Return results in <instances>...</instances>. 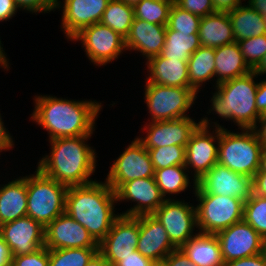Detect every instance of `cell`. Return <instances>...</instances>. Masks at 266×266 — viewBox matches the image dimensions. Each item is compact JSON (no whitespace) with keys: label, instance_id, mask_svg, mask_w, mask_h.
Returning <instances> with one entry per match:
<instances>
[{"label":"cell","instance_id":"f5cc1de1","mask_svg":"<svg viewBox=\"0 0 266 266\" xmlns=\"http://www.w3.org/2000/svg\"><path fill=\"white\" fill-rule=\"evenodd\" d=\"M248 5L266 19V0H248Z\"/></svg>","mask_w":266,"mask_h":266},{"label":"cell","instance_id":"ab89813d","mask_svg":"<svg viewBox=\"0 0 266 266\" xmlns=\"http://www.w3.org/2000/svg\"><path fill=\"white\" fill-rule=\"evenodd\" d=\"M174 3L201 18L217 12L213 0H174Z\"/></svg>","mask_w":266,"mask_h":266},{"label":"cell","instance_id":"bcb514c9","mask_svg":"<svg viewBox=\"0 0 266 266\" xmlns=\"http://www.w3.org/2000/svg\"><path fill=\"white\" fill-rule=\"evenodd\" d=\"M15 0H0V21L11 19L17 12Z\"/></svg>","mask_w":266,"mask_h":266},{"label":"cell","instance_id":"816d5d0a","mask_svg":"<svg viewBox=\"0 0 266 266\" xmlns=\"http://www.w3.org/2000/svg\"><path fill=\"white\" fill-rule=\"evenodd\" d=\"M258 123L260 124V128L258 125L254 130L257 133L258 138L262 142V144L266 145V113L260 115Z\"/></svg>","mask_w":266,"mask_h":266},{"label":"cell","instance_id":"d590c367","mask_svg":"<svg viewBox=\"0 0 266 266\" xmlns=\"http://www.w3.org/2000/svg\"><path fill=\"white\" fill-rule=\"evenodd\" d=\"M154 169H163L174 165H184L186 147L171 145L159 148H147Z\"/></svg>","mask_w":266,"mask_h":266},{"label":"cell","instance_id":"7c38bea8","mask_svg":"<svg viewBox=\"0 0 266 266\" xmlns=\"http://www.w3.org/2000/svg\"><path fill=\"white\" fill-rule=\"evenodd\" d=\"M165 228L171 243L180 248L197 228L196 208L187 202L166 199L152 214Z\"/></svg>","mask_w":266,"mask_h":266},{"label":"cell","instance_id":"30bf717a","mask_svg":"<svg viewBox=\"0 0 266 266\" xmlns=\"http://www.w3.org/2000/svg\"><path fill=\"white\" fill-rule=\"evenodd\" d=\"M155 169L149 152L137 138L110 167L106 183L116 191L122 184L139 178H154Z\"/></svg>","mask_w":266,"mask_h":266},{"label":"cell","instance_id":"ba28073f","mask_svg":"<svg viewBox=\"0 0 266 266\" xmlns=\"http://www.w3.org/2000/svg\"><path fill=\"white\" fill-rule=\"evenodd\" d=\"M197 93L192 88L169 87L146 82L145 102L151 121L189 117L186 112L194 104Z\"/></svg>","mask_w":266,"mask_h":266},{"label":"cell","instance_id":"d4e9b609","mask_svg":"<svg viewBox=\"0 0 266 266\" xmlns=\"http://www.w3.org/2000/svg\"><path fill=\"white\" fill-rule=\"evenodd\" d=\"M27 216V176L0 186V226Z\"/></svg>","mask_w":266,"mask_h":266},{"label":"cell","instance_id":"91938a15","mask_svg":"<svg viewBox=\"0 0 266 266\" xmlns=\"http://www.w3.org/2000/svg\"><path fill=\"white\" fill-rule=\"evenodd\" d=\"M265 259H266V238L264 239V246H263V251H262Z\"/></svg>","mask_w":266,"mask_h":266},{"label":"cell","instance_id":"db71d44e","mask_svg":"<svg viewBox=\"0 0 266 266\" xmlns=\"http://www.w3.org/2000/svg\"><path fill=\"white\" fill-rule=\"evenodd\" d=\"M86 266H112L98 251Z\"/></svg>","mask_w":266,"mask_h":266},{"label":"cell","instance_id":"f907efd6","mask_svg":"<svg viewBox=\"0 0 266 266\" xmlns=\"http://www.w3.org/2000/svg\"><path fill=\"white\" fill-rule=\"evenodd\" d=\"M12 256L8 245L0 237V266H11Z\"/></svg>","mask_w":266,"mask_h":266},{"label":"cell","instance_id":"ee69618b","mask_svg":"<svg viewBox=\"0 0 266 266\" xmlns=\"http://www.w3.org/2000/svg\"><path fill=\"white\" fill-rule=\"evenodd\" d=\"M224 266H266V259L263 253H260L246 258L228 261L224 263Z\"/></svg>","mask_w":266,"mask_h":266},{"label":"cell","instance_id":"d6986e66","mask_svg":"<svg viewBox=\"0 0 266 266\" xmlns=\"http://www.w3.org/2000/svg\"><path fill=\"white\" fill-rule=\"evenodd\" d=\"M200 123H196L190 117L175 120L150 122L144 128L147 135L138 138L145 148H159L171 145L186 147L192 133Z\"/></svg>","mask_w":266,"mask_h":266},{"label":"cell","instance_id":"6f0895ef","mask_svg":"<svg viewBox=\"0 0 266 266\" xmlns=\"http://www.w3.org/2000/svg\"><path fill=\"white\" fill-rule=\"evenodd\" d=\"M258 171H266V145L263 146L261 151L260 167Z\"/></svg>","mask_w":266,"mask_h":266},{"label":"cell","instance_id":"f6af8a7d","mask_svg":"<svg viewBox=\"0 0 266 266\" xmlns=\"http://www.w3.org/2000/svg\"><path fill=\"white\" fill-rule=\"evenodd\" d=\"M253 194L266 198V171H258L252 178Z\"/></svg>","mask_w":266,"mask_h":266},{"label":"cell","instance_id":"ffe728a7","mask_svg":"<svg viewBox=\"0 0 266 266\" xmlns=\"http://www.w3.org/2000/svg\"><path fill=\"white\" fill-rule=\"evenodd\" d=\"M110 0H63L62 29L72 39L83 28L100 23Z\"/></svg>","mask_w":266,"mask_h":266},{"label":"cell","instance_id":"d6a6232c","mask_svg":"<svg viewBox=\"0 0 266 266\" xmlns=\"http://www.w3.org/2000/svg\"><path fill=\"white\" fill-rule=\"evenodd\" d=\"M174 0H143L133 6L134 18L153 24L167 25Z\"/></svg>","mask_w":266,"mask_h":266},{"label":"cell","instance_id":"44dd1931","mask_svg":"<svg viewBox=\"0 0 266 266\" xmlns=\"http://www.w3.org/2000/svg\"><path fill=\"white\" fill-rule=\"evenodd\" d=\"M139 232L136 250L156 263H162L176 249L163 225L153 215L139 216Z\"/></svg>","mask_w":266,"mask_h":266},{"label":"cell","instance_id":"4316f807","mask_svg":"<svg viewBox=\"0 0 266 266\" xmlns=\"http://www.w3.org/2000/svg\"><path fill=\"white\" fill-rule=\"evenodd\" d=\"M251 71L243 58L238 42L235 41L215 48L216 85L244 76Z\"/></svg>","mask_w":266,"mask_h":266},{"label":"cell","instance_id":"7dc6e473","mask_svg":"<svg viewBox=\"0 0 266 266\" xmlns=\"http://www.w3.org/2000/svg\"><path fill=\"white\" fill-rule=\"evenodd\" d=\"M256 107L260 115L266 113V79L258 82V88L256 91Z\"/></svg>","mask_w":266,"mask_h":266},{"label":"cell","instance_id":"603a6c76","mask_svg":"<svg viewBox=\"0 0 266 266\" xmlns=\"http://www.w3.org/2000/svg\"><path fill=\"white\" fill-rule=\"evenodd\" d=\"M146 65L149 76L146 82L169 87L189 88L188 61L167 59L161 54L150 58Z\"/></svg>","mask_w":266,"mask_h":266},{"label":"cell","instance_id":"3957f363","mask_svg":"<svg viewBox=\"0 0 266 266\" xmlns=\"http://www.w3.org/2000/svg\"><path fill=\"white\" fill-rule=\"evenodd\" d=\"M91 135L55 138L50 141L51 153L38 162L45 175L66 186L94 182L90 176L96 168V152L86 144ZM90 179V180H89Z\"/></svg>","mask_w":266,"mask_h":266},{"label":"cell","instance_id":"8d00e7d4","mask_svg":"<svg viewBox=\"0 0 266 266\" xmlns=\"http://www.w3.org/2000/svg\"><path fill=\"white\" fill-rule=\"evenodd\" d=\"M201 17L172 4L167 26L179 33L198 34Z\"/></svg>","mask_w":266,"mask_h":266},{"label":"cell","instance_id":"9f6ffc18","mask_svg":"<svg viewBox=\"0 0 266 266\" xmlns=\"http://www.w3.org/2000/svg\"><path fill=\"white\" fill-rule=\"evenodd\" d=\"M1 41H0V65L4 69H9V63L7 61V58L5 57L6 54L4 53L3 47H1Z\"/></svg>","mask_w":266,"mask_h":266},{"label":"cell","instance_id":"4fadbf2b","mask_svg":"<svg viewBox=\"0 0 266 266\" xmlns=\"http://www.w3.org/2000/svg\"><path fill=\"white\" fill-rule=\"evenodd\" d=\"M139 233V216L120 214L106 237L99 243V252L114 266L123 257L136 251Z\"/></svg>","mask_w":266,"mask_h":266},{"label":"cell","instance_id":"74e56055","mask_svg":"<svg viewBox=\"0 0 266 266\" xmlns=\"http://www.w3.org/2000/svg\"><path fill=\"white\" fill-rule=\"evenodd\" d=\"M246 64L253 71L266 54V34L238 41Z\"/></svg>","mask_w":266,"mask_h":266},{"label":"cell","instance_id":"5b68a950","mask_svg":"<svg viewBox=\"0 0 266 266\" xmlns=\"http://www.w3.org/2000/svg\"><path fill=\"white\" fill-rule=\"evenodd\" d=\"M216 143L219 164L251 178L258 172L264 145L254 129H243L241 133L220 129V140Z\"/></svg>","mask_w":266,"mask_h":266},{"label":"cell","instance_id":"f1b7e54d","mask_svg":"<svg viewBox=\"0 0 266 266\" xmlns=\"http://www.w3.org/2000/svg\"><path fill=\"white\" fill-rule=\"evenodd\" d=\"M215 76V48L200 46L188 59L189 88L197 94L203 82Z\"/></svg>","mask_w":266,"mask_h":266},{"label":"cell","instance_id":"4dcf8cb0","mask_svg":"<svg viewBox=\"0 0 266 266\" xmlns=\"http://www.w3.org/2000/svg\"><path fill=\"white\" fill-rule=\"evenodd\" d=\"M134 20L133 6L119 0H110L100 23L110 27L124 39L128 36Z\"/></svg>","mask_w":266,"mask_h":266},{"label":"cell","instance_id":"8992f818","mask_svg":"<svg viewBox=\"0 0 266 266\" xmlns=\"http://www.w3.org/2000/svg\"><path fill=\"white\" fill-rule=\"evenodd\" d=\"M27 176V216L46 227L65 212L68 186L45 176L38 168Z\"/></svg>","mask_w":266,"mask_h":266},{"label":"cell","instance_id":"6da1fadb","mask_svg":"<svg viewBox=\"0 0 266 266\" xmlns=\"http://www.w3.org/2000/svg\"><path fill=\"white\" fill-rule=\"evenodd\" d=\"M32 120L55 138L92 135L95 119L102 107L95 101H75L53 96H36Z\"/></svg>","mask_w":266,"mask_h":266},{"label":"cell","instance_id":"83f0119b","mask_svg":"<svg viewBox=\"0 0 266 266\" xmlns=\"http://www.w3.org/2000/svg\"><path fill=\"white\" fill-rule=\"evenodd\" d=\"M228 15L236 42L266 34L263 16L248 4L237 6Z\"/></svg>","mask_w":266,"mask_h":266},{"label":"cell","instance_id":"277c9868","mask_svg":"<svg viewBox=\"0 0 266 266\" xmlns=\"http://www.w3.org/2000/svg\"><path fill=\"white\" fill-rule=\"evenodd\" d=\"M257 75L250 73L216 85V92L211 98L212 109L223 119H231L239 128L255 129L260 114L256 107Z\"/></svg>","mask_w":266,"mask_h":266},{"label":"cell","instance_id":"e575fe53","mask_svg":"<svg viewBox=\"0 0 266 266\" xmlns=\"http://www.w3.org/2000/svg\"><path fill=\"white\" fill-rule=\"evenodd\" d=\"M243 220L264 239L266 238V198L252 193L244 202Z\"/></svg>","mask_w":266,"mask_h":266},{"label":"cell","instance_id":"94428289","mask_svg":"<svg viewBox=\"0 0 266 266\" xmlns=\"http://www.w3.org/2000/svg\"><path fill=\"white\" fill-rule=\"evenodd\" d=\"M155 266H163L162 263H157Z\"/></svg>","mask_w":266,"mask_h":266},{"label":"cell","instance_id":"9a60e30c","mask_svg":"<svg viewBox=\"0 0 266 266\" xmlns=\"http://www.w3.org/2000/svg\"><path fill=\"white\" fill-rule=\"evenodd\" d=\"M224 263L262 253L264 238L244 220L218 233Z\"/></svg>","mask_w":266,"mask_h":266},{"label":"cell","instance_id":"680465c9","mask_svg":"<svg viewBox=\"0 0 266 266\" xmlns=\"http://www.w3.org/2000/svg\"><path fill=\"white\" fill-rule=\"evenodd\" d=\"M119 1H123L124 3H126L128 5L134 6L135 4H137L143 0H119Z\"/></svg>","mask_w":266,"mask_h":266},{"label":"cell","instance_id":"cb8c5ba5","mask_svg":"<svg viewBox=\"0 0 266 266\" xmlns=\"http://www.w3.org/2000/svg\"><path fill=\"white\" fill-rule=\"evenodd\" d=\"M180 249L196 266H224L216 234L198 232Z\"/></svg>","mask_w":266,"mask_h":266},{"label":"cell","instance_id":"52a82bcc","mask_svg":"<svg viewBox=\"0 0 266 266\" xmlns=\"http://www.w3.org/2000/svg\"><path fill=\"white\" fill-rule=\"evenodd\" d=\"M193 186L199 201L195 207L199 232L216 234L243 220L245 201L236 197L202 193L196 185Z\"/></svg>","mask_w":266,"mask_h":266},{"label":"cell","instance_id":"7a4b0ae2","mask_svg":"<svg viewBox=\"0 0 266 266\" xmlns=\"http://www.w3.org/2000/svg\"><path fill=\"white\" fill-rule=\"evenodd\" d=\"M115 191L105 182L69 186L65 213L82 225L99 244L108 234L115 220Z\"/></svg>","mask_w":266,"mask_h":266},{"label":"cell","instance_id":"ac0fdd59","mask_svg":"<svg viewBox=\"0 0 266 266\" xmlns=\"http://www.w3.org/2000/svg\"><path fill=\"white\" fill-rule=\"evenodd\" d=\"M116 201L137 202L122 213L125 216L152 215L166 200L156 184L155 178H139L122 184L116 191Z\"/></svg>","mask_w":266,"mask_h":266},{"label":"cell","instance_id":"7bdbcfd3","mask_svg":"<svg viewBox=\"0 0 266 266\" xmlns=\"http://www.w3.org/2000/svg\"><path fill=\"white\" fill-rule=\"evenodd\" d=\"M163 266H196L180 248L174 249L162 261Z\"/></svg>","mask_w":266,"mask_h":266},{"label":"cell","instance_id":"e0dca14e","mask_svg":"<svg viewBox=\"0 0 266 266\" xmlns=\"http://www.w3.org/2000/svg\"><path fill=\"white\" fill-rule=\"evenodd\" d=\"M45 247L49 250L99 248V244L82 225L64 212L45 227Z\"/></svg>","mask_w":266,"mask_h":266},{"label":"cell","instance_id":"c3c4849f","mask_svg":"<svg viewBox=\"0 0 266 266\" xmlns=\"http://www.w3.org/2000/svg\"><path fill=\"white\" fill-rule=\"evenodd\" d=\"M14 146V142L12 140V136H10L9 132L4 127V122L2 121L0 115V152L7 151Z\"/></svg>","mask_w":266,"mask_h":266},{"label":"cell","instance_id":"f546056e","mask_svg":"<svg viewBox=\"0 0 266 266\" xmlns=\"http://www.w3.org/2000/svg\"><path fill=\"white\" fill-rule=\"evenodd\" d=\"M201 46L199 35L179 33L166 27V38L161 55L167 59L188 61L189 57Z\"/></svg>","mask_w":266,"mask_h":266},{"label":"cell","instance_id":"60d3db41","mask_svg":"<svg viewBox=\"0 0 266 266\" xmlns=\"http://www.w3.org/2000/svg\"><path fill=\"white\" fill-rule=\"evenodd\" d=\"M18 8L36 12H50L54 9L59 8L61 2L59 0H15Z\"/></svg>","mask_w":266,"mask_h":266},{"label":"cell","instance_id":"11a10c76","mask_svg":"<svg viewBox=\"0 0 266 266\" xmlns=\"http://www.w3.org/2000/svg\"><path fill=\"white\" fill-rule=\"evenodd\" d=\"M253 72L258 76L266 75V54L263 56L261 62L257 65V67L253 70Z\"/></svg>","mask_w":266,"mask_h":266},{"label":"cell","instance_id":"b9f144b4","mask_svg":"<svg viewBox=\"0 0 266 266\" xmlns=\"http://www.w3.org/2000/svg\"><path fill=\"white\" fill-rule=\"evenodd\" d=\"M156 264L155 261L143 256L136 250L127 257H123V260L117 262L114 266H155Z\"/></svg>","mask_w":266,"mask_h":266},{"label":"cell","instance_id":"836d02e7","mask_svg":"<svg viewBox=\"0 0 266 266\" xmlns=\"http://www.w3.org/2000/svg\"><path fill=\"white\" fill-rule=\"evenodd\" d=\"M99 248H65L49 250L48 266H86Z\"/></svg>","mask_w":266,"mask_h":266},{"label":"cell","instance_id":"681fc988","mask_svg":"<svg viewBox=\"0 0 266 266\" xmlns=\"http://www.w3.org/2000/svg\"><path fill=\"white\" fill-rule=\"evenodd\" d=\"M241 0H213L216 11L228 12L242 5Z\"/></svg>","mask_w":266,"mask_h":266},{"label":"cell","instance_id":"5bb4252c","mask_svg":"<svg viewBox=\"0 0 266 266\" xmlns=\"http://www.w3.org/2000/svg\"><path fill=\"white\" fill-rule=\"evenodd\" d=\"M196 187L202 193L236 197L243 201H247L253 193L251 177L234 172L218 162L196 182Z\"/></svg>","mask_w":266,"mask_h":266},{"label":"cell","instance_id":"484cf974","mask_svg":"<svg viewBox=\"0 0 266 266\" xmlns=\"http://www.w3.org/2000/svg\"><path fill=\"white\" fill-rule=\"evenodd\" d=\"M201 46L218 48L235 42L228 12L217 11L201 18L199 24Z\"/></svg>","mask_w":266,"mask_h":266},{"label":"cell","instance_id":"8fae6325","mask_svg":"<svg viewBox=\"0 0 266 266\" xmlns=\"http://www.w3.org/2000/svg\"><path fill=\"white\" fill-rule=\"evenodd\" d=\"M72 40L82 41L89 60L98 66L114 61L126 50L125 39L101 23L83 28Z\"/></svg>","mask_w":266,"mask_h":266},{"label":"cell","instance_id":"f35d334b","mask_svg":"<svg viewBox=\"0 0 266 266\" xmlns=\"http://www.w3.org/2000/svg\"><path fill=\"white\" fill-rule=\"evenodd\" d=\"M49 265V249L45 246L37 251L12 257L11 266H48Z\"/></svg>","mask_w":266,"mask_h":266},{"label":"cell","instance_id":"1f68e13d","mask_svg":"<svg viewBox=\"0 0 266 266\" xmlns=\"http://www.w3.org/2000/svg\"><path fill=\"white\" fill-rule=\"evenodd\" d=\"M186 170L185 165H174L155 170L156 184L165 199H170V197H165L168 194H179L188 188L190 179L188 173H185Z\"/></svg>","mask_w":266,"mask_h":266},{"label":"cell","instance_id":"7402d4cb","mask_svg":"<svg viewBox=\"0 0 266 266\" xmlns=\"http://www.w3.org/2000/svg\"><path fill=\"white\" fill-rule=\"evenodd\" d=\"M166 27L167 25L134 18L129 34L125 38L126 50L140 51L147 61L160 55L165 44Z\"/></svg>","mask_w":266,"mask_h":266},{"label":"cell","instance_id":"2e32d148","mask_svg":"<svg viewBox=\"0 0 266 266\" xmlns=\"http://www.w3.org/2000/svg\"><path fill=\"white\" fill-rule=\"evenodd\" d=\"M0 237L8 245L12 257L26 255L45 246V227L25 216L2 224Z\"/></svg>","mask_w":266,"mask_h":266},{"label":"cell","instance_id":"9c48e42d","mask_svg":"<svg viewBox=\"0 0 266 266\" xmlns=\"http://www.w3.org/2000/svg\"><path fill=\"white\" fill-rule=\"evenodd\" d=\"M210 120L207 117L199 121L200 125L192 133L186 145L185 167L194 170L193 184L200 180L218 162L219 146L214 143L220 140L221 125L215 123V132L210 133ZM215 133V134H214ZM214 134V135H213ZM215 140V141H214ZM190 166V167H189Z\"/></svg>","mask_w":266,"mask_h":266}]
</instances>
